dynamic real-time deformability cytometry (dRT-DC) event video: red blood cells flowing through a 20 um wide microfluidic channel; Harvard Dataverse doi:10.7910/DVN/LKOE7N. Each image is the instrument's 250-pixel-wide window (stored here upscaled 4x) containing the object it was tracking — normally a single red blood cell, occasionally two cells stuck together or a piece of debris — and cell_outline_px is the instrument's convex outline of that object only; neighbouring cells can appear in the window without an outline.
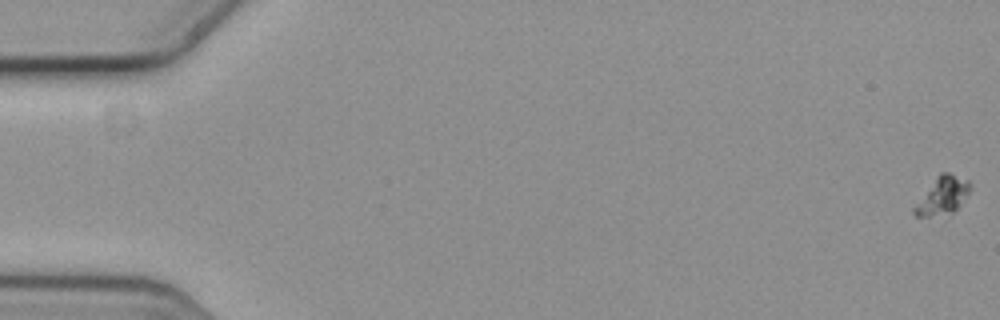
{"species": "common noctule bat (a hibernating species)", "species_latin": "Nyctalus noctula", "temperature_condition": "cold", "stored_images_in_passage": 60, "camera_frame_rate_fps": 3000, "um_per_image_px": 0.085, "animal": {"sex": "female", "body_mass_g": 19.3, "forearm_length_mm": 54.1}, "frame": {"image": 1, "passage_image": 1, "time_ms": 0.0, "image_size_px": [1000, 320], "cell_outline_px": [[968, 192], [956, 208], [952, 212], [928, 216], [916, 216], [912, 212], [912, 208], [936, 176], [940, 172], [948, 172], [968, 180]], "centroid_in_image_um": [80.05, 16.61], "position_along_channel_um": 5.0, "area_um2": 11.73}}
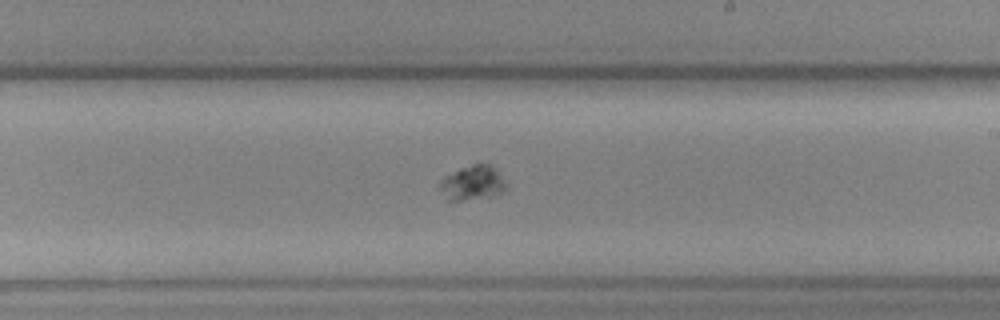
{"frame": {"image": 2, "passage_image": 36, "time_ms": 11.667, "image_size_px": [1000, 320], "cell_outline_px": [[504, 188], [500, 192], [488, 196], [460, 200], [448, 200], [440, 188], [440, 180], [444, 176], [460, 168], [472, 164], [492, 164], [496, 168], [504, 184]], "centroid_in_image_um": [40.11, 15.51], "position_along_channel_um": 248.9, "area_um2": 12.83}}
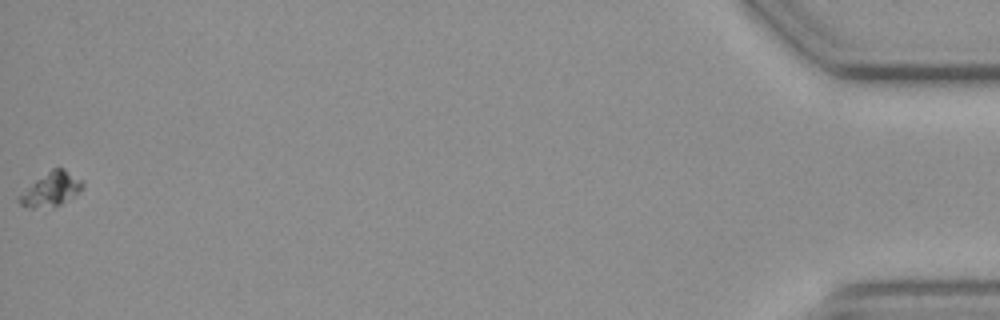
{"frame": {"image": 3, "passage_image": 60, "time_ms": 19.667, "image_size_px": [1000, 320], "cell_outline_px": [[84, 184], [80, 192], [60, 204], [52, 208], [32, 208], [20, 204], [16, 200], [16, 196], [36, 180], [52, 168], [64, 168], [80, 180]], "centroid_in_image_um": [4.3, 16.12], "position_along_channel_um": 430.9, "area_um2": 12.48}}